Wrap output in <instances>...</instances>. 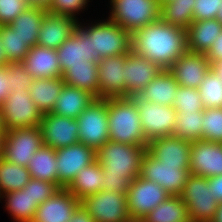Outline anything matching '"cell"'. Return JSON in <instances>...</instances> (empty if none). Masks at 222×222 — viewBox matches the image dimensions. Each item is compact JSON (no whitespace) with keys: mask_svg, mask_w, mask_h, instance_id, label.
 Wrapping results in <instances>:
<instances>
[{"mask_svg":"<svg viewBox=\"0 0 222 222\" xmlns=\"http://www.w3.org/2000/svg\"><path fill=\"white\" fill-rule=\"evenodd\" d=\"M217 19H218V20L221 22V24H222V5H221L220 10H219V12H218Z\"/></svg>","mask_w":222,"mask_h":222,"instance_id":"58","label":"cell"},{"mask_svg":"<svg viewBox=\"0 0 222 222\" xmlns=\"http://www.w3.org/2000/svg\"><path fill=\"white\" fill-rule=\"evenodd\" d=\"M46 12V8L30 5L9 24L29 48L37 45L39 30Z\"/></svg>","mask_w":222,"mask_h":222,"instance_id":"28","label":"cell"},{"mask_svg":"<svg viewBox=\"0 0 222 222\" xmlns=\"http://www.w3.org/2000/svg\"><path fill=\"white\" fill-rule=\"evenodd\" d=\"M52 0H28L30 5H34L37 7H43V8H48L49 5L51 4Z\"/></svg>","mask_w":222,"mask_h":222,"instance_id":"52","label":"cell"},{"mask_svg":"<svg viewBox=\"0 0 222 222\" xmlns=\"http://www.w3.org/2000/svg\"><path fill=\"white\" fill-rule=\"evenodd\" d=\"M77 24L74 18L47 11L39 30L37 45L57 49L74 32Z\"/></svg>","mask_w":222,"mask_h":222,"instance_id":"23","label":"cell"},{"mask_svg":"<svg viewBox=\"0 0 222 222\" xmlns=\"http://www.w3.org/2000/svg\"><path fill=\"white\" fill-rule=\"evenodd\" d=\"M9 64V61L5 55L4 48L2 47V42L0 40V66H6Z\"/></svg>","mask_w":222,"mask_h":222,"instance_id":"53","label":"cell"},{"mask_svg":"<svg viewBox=\"0 0 222 222\" xmlns=\"http://www.w3.org/2000/svg\"><path fill=\"white\" fill-rule=\"evenodd\" d=\"M42 143L55 150L79 142L77 119L59 116L52 112L42 115L40 122Z\"/></svg>","mask_w":222,"mask_h":222,"instance_id":"15","label":"cell"},{"mask_svg":"<svg viewBox=\"0 0 222 222\" xmlns=\"http://www.w3.org/2000/svg\"><path fill=\"white\" fill-rule=\"evenodd\" d=\"M146 147L107 141L96 151V160L103 172L110 175L137 178L140 176L141 160Z\"/></svg>","mask_w":222,"mask_h":222,"instance_id":"4","label":"cell"},{"mask_svg":"<svg viewBox=\"0 0 222 222\" xmlns=\"http://www.w3.org/2000/svg\"><path fill=\"white\" fill-rule=\"evenodd\" d=\"M204 109L222 107V80L211 68L197 88Z\"/></svg>","mask_w":222,"mask_h":222,"instance_id":"39","label":"cell"},{"mask_svg":"<svg viewBox=\"0 0 222 222\" xmlns=\"http://www.w3.org/2000/svg\"><path fill=\"white\" fill-rule=\"evenodd\" d=\"M189 175L190 169H184L181 165L161 163L147 151L142 157L140 176L159 184L170 195L182 193Z\"/></svg>","mask_w":222,"mask_h":222,"instance_id":"11","label":"cell"},{"mask_svg":"<svg viewBox=\"0 0 222 222\" xmlns=\"http://www.w3.org/2000/svg\"><path fill=\"white\" fill-rule=\"evenodd\" d=\"M190 174L210 178L222 175V143L198 139L191 142Z\"/></svg>","mask_w":222,"mask_h":222,"instance_id":"16","label":"cell"},{"mask_svg":"<svg viewBox=\"0 0 222 222\" xmlns=\"http://www.w3.org/2000/svg\"><path fill=\"white\" fill-rule=\"evenodd\" d=\"M91 19L78 22V26L91 38L92 50L98 59L119 56L131 50V33L111 19ZM88 22V23H87Z\"/></svg>","mask_w":222,"mask_h":222,"instance_id":"3","label":"cell"},{"mask_svg":"<svg viewBox=\"0 0 222 222\" xmlns=\"http://www.w3.org/2000/svg\"><path fill=\"white\" fill-rule=\"evenodd\" d=\"M210 189L218 203H222V175H217L208 178Z\"/></svg>","mask_w":222,"mask_h":222,"instance_id":"50","label":"cell"},{"mask_svg":"<svg viewBox=\"0 0 222 222\" xmlns=\"http://www.w3.org/2000/svg\"><path fill=\"white\" fill-rule=\"evenodd\" d=\"M221 32L222 24L217 18L193 21L186 30L188 51L206 54Z\"/></svg>","mask_w":222,"mask_h":222,"instance_id":"25","label":"cell"},{"mask_svg":"<svg viewBox=\"0 0 222 222\" xmlns=\"http://www.w3.org/2000/svg\"><path fill=\"white\" fill-rule=\"evenodd\" d=\"M9 72V91L29 90L34 78L26 71L22 62L9 63L6 65Z\"/></svg>","mask_w":222,"mask_h":222,"instance_id":"43","label":"cell"},{"mask_svg":"<svg viewBox=\"0 0 222 222\" xmlns=\"http://www.w3.org/2000/svg\"><path fill=\"white\" fill-rule=\"evenodd\" d=\"M57 186L67 188L77 174L96 161V151L80 142L56 150Z\"/></svg>","mask_w":222,"mask_h":222,"instance_id":"14","label":"cell"},{"mask_svg":"<svg viewBox=\"0 0 222 222\" xmlns=\"http://www.w3.org/2000/svg\"><path fill=\"white\" fill-rule=\"evenodd\" d=\"M211 222H222V203H219L218 210L215 213V217Z\"/></svg>","mask_w":222,"mask_h":222,"instance_id":"55","label":"cell"},{"mask_svg":"<svg viewBox=\"0 0 222 222\" xmlns=\"http://www.w3.org/2000/svg\"><path fill=\"white\" fill-rule=\"evenodd\" d=\"M211 68L206 54L187 51L168 70L179 86L197 89Z\"/></svg>","mask_w":222,"mask_h":222,"instance_id":"21","label":"cell"},{"mask_svg":"<svg viewBox=\"0 0 222 222\" xmlns=\"http://www.w3.org/2000/svg\"><path fill=\"white\" fill-rule=\"evenodd\" d=\"M62 74L70 65L98 62V56L92 50L91 38L77 25L74 32L57 49Z\"/></svg>","mask_w":222,"mask_h":222,"instance_id":"18","label":"cell"},{"mask_svg":"<svg viewBox=\"0 0 222 222\" xmlns=\"http://www.w3.org/2000/svg\"><path fill=\"white\" fill-rule=\"evenodd\" d=\"M65 82L62 78L34 79L29 86L32 101L42 114L53 111Z\"/></svg>","mask_w":222,"mask_h":222,"instance_id":"31","label":"cell"},{"mask_svg":"<svg viewBox=\"0 0 222 222\" xmlns=\"http://www.w3.org/2000/svg\"><path fill=\"white\" fill-rule=\"evenodd\" d=\"M160 5L167 0H156Z\"/></svg>","mask_w":222,"mask_h":222,"instance_id":"60","label":"cell"},{"mask_svg":"<svg viewBox=\"0 0 222 222\" xmlns=\"http://www.w3.org/2000/svg\"><path fill=\"white\" fill-rule=\"evenodd\" d=\"M212 69L216 75L222 80V61L212 65Z\"/></svg>","mask_w":222,"mask_h":222,"instance_id":"54","label":"cell"},{"mask_svg":"<svg viewBox=\"0 0 222 222\" xmlns=\"http://www.w3.org/2000/svg\"><path fill=\"white\" fill-rule=\"evenodd\" d=\"M128 53L98 60L99 98L126 97L124 61Z\"/></svg>","mask_w":222,"mask_h":222,"instance_id":"17","label":"cell"},{"mask_svg":"<svg viewBox=\"0 0 222 222\" xmlns=\"http://www.w3.org/2000/svg\"><path fill=\"white\" fill-rule=\"evenodd\" d=\"M202 139L222 143V107L203 111Z\"/></svg>","mask_w":222,"mask_h":222,"instance_id":"40","label":"cell"},{"mask_svg":"<svg viewBox=\"0 0 222 222\" xmlns=\"http://www.w3.org/2000/svg\"><path fill=\"white\" fill-rule=\"evenodd\" d=\"M41 146L43 143L40 127L14 128L4 133L2 158L27 167Z\"/></svg>","mask_w":222,"mask_h":222,"instance_id":"9","label":"cell"},{"mask_svg":"<svg viewBox=\"0 0 222 222\" xmlns=\"http://www.w3.org/2000/svg\"><path fill=\"white\" fill-rule=\"evenodd\" d=\"M180 197L191 221L211 222L215 217L219 203L210 189L208 178L190 174Z\"/></svg>","mask_w":222,"mask_h":222,"instance_id":"6","label":"cell"},{"mask_svg":"<svg viewBox=\"0 0 222 222\" xmlns=\"http://www.w3.org/2000/svg\"><path fill=\"white\" fill-rule=\"evenodd\" d=\"M56 150L41 146L28 163L30 178L40 179L57 185Z\"/></svg>","mask_w":222,"mask_h":222,"instance_id":"33","label":"cell"},{"mask_svg":"<svg viewBox=\"0 0 222 222\" xmlns=\"http://www.w3.org/2000/svg\"><path fill=\"white\" fill-rule=\"evenodd\" d=\"M70 222H94V218L80 205L73 213Z\"/></svg>","mask_w":222,"mask_h":222,"instance_id":"51","label":"cell"},{"mask_svg":"<svg viewBox=\"0 0 222 222\" xmlns=\"http://www.w3.org/2000/svg\"><path fill=\"white\" fill-rule=\"evenodd\" d=\"M194 0H167L161 4L160 18L187 30L193 22Z\"/></svg>","mask_w":222,"mask_h":222,"instance_id":"35","label":"cell"},{"mask_svg":"<svg viewBox=\"0 0 222 222\" xmlns=\"http://www.w3.org/2000/svg\"><path fill=\"white\" fill-rule=\"evenodd\" d=\"M187 207L180 195H170L143 219L144 222H186Z\"/></svg>","mask_w":222,"mask_h":222,"instance_id":"34","label":"cell"},{"mask_svg":"<svg viewBox=\"0 0 222 222\" xmlns=\"http://www.w3.org/2000/svg\"><path fill=\"white\" fill-rule=\"evenodd\" d=\"M76 119L80 143L97 151L109 141L108 98H95Z\"/></svg>","mask_w":222,"mask_h":222,"instance_id":"7","label":"cell"},{"mask_svg":"<svg viewBox=\"0 0 222 222\" xmlns=\"http://www.w3.org/2000/svg\"><path fill=\"white\" fill-rule=\"evenodd\" d=\"M128 222H144L143 220H130V221H128Z\"/></svg>","mask_w":222,"mask_h":222,"instance_id":"59","label":"cell"},{"mask_svg":"<svg viewBox=\"0 0 222 222\" xmlns=\"http://www.w3.org/2000/svg\"><path fill=\"white\" fill-rule=\"evenodd\" d=\"M5 126L3 123V116H2V112H1V106H0V133H5Z\"/></svg>","mask_w":222,"mask_h":222,"instance_id":"56","label":"cell"},{"mask_svg":"<svg viewBox=\"0 0 222 222\" xmlns=\"http://www.w3.org/2000/svg\"><path fill=\"white\" fill-rule=\"evenodd\" d=\"M173 107L177 112L204 111L198 90L190 87H178Z\"/></svg>","mask_w":222,"mask_h":222,"instance_id":"41","label":"cell"},{"mask_svg":"<svg viewBox=\"0 0 222 222\" xmlns=\"http://www.w3.org/2000/svg\"><path fill=\"white\" fill-rule=\"evenodd\" d=\"M62 79L66 85L77 87L99 98L98 62L70 65Z\"/></svg>","mask_w":222,"mask_h":222,"instance_id":"30","label":"cell"},{"mask_svg":"<svg viewBox=\"0 0 222 222\" xmlns=\"http://www.w3.org/2000/svg\"><path fill=\"white\" fill-rule=\"evenodd\" d=\"M170 194L159 184L141 176L135 178L128 190V212L132 220H143L157 205L165 201Z\"/></svg>","mask_w":222,"mask_h":222,"instance_id":"13","label":"cell"},{"mask_svg":"<svg viewBox=\"0 0 222 222\" xmlns=\"http://www.w3.org/2000/svg\"><path fill=\"white\" fill-rule=\"evenodd\" d=\"M5 130L39 127L42 112L32 101L29 90L13 91L1 105Z\"/></svg>","mask_w":222,"mask_h":222,"instance_id":"10","label":"cell"},{"mask_svg":"<svg viewBox=\"0 0 222 222\" xmlns=\"http://www.w3.org/2000/svg\"><path fill=\"white\" fill-rule=\"evenodd\" d=\"M23 189H28L30 196L39 206L42 202L51 198L59 189V187L54 183L30 178L29 182L25 185Z\"/></svg>","mask_w":222,"mask_h":222,"instance_id":"44","label":"cell"},{"mask_svg":"<svg viewBox=\"0 0 222 222\" xmlns=\"http://www.w3.org/2000/svg\"><path fill=\"white\" fill-rule=\"evenodd\" d=\"M139 111L142 130L147 141L173 136L177 111L173 106L151 103L138 95L131 96Z\"/></svg>","mask_w":222,"mask_h":222,"instance_id":"8","label":"cell"},{"mask_svg":"<svg viewBox=\"0 0 222 222\" xmlns=\"http://www.w3.org/2000/svg\"><path fill=\"white\" fill-rule=\"evenodd\" d=\"M81 205L94 218V222H128L127 195L114 191H99L81 201Z\"/></svg>","mask_w":222,"mask_h":222,"instance_id":"12","label":"cell"},{"mask_svg":"<svg viewBox=\"0 0 222 222\" xmlns=\"http://www.w3.org/2000/svg\"><path fill=\"white\" fill-rule=\"evenodd\" d=\"M1 200L4 203V211H7L13 222H31L38 208L28 189L5 193L0 196V203Z\"/></svg>","mask_w":222,"mask_h":222,"instance_id":"32","label":"cell"},{"mask_svg":"<svg viewBox=\"0 0 222 222\" xmlns=\"http://www.w3.org/2000/svg\"><path fill=\"white\" fill-rule=\"evenodd\" d=\"M103 168L96 160L91 165L83 168L66 188L79 201L89 195H93L102 190L103 187Z\"/></svg>","mask_w":222,"mask_h":222,"instance_id":"29","label":"cell"},{"mask_svg":"<svg viewBox=\"0 0 222 222\" xmlns=\"http://www.w3.org/2000/svg\"><path fill=\"white\" fill-rule=\"evenodd\" d=\"M193 21L217 18L222 0H194Z\"/></svg>","mask_w":222,"mask_h":222,"instance_id":"46","label":"cell"},{"mask_svg":"<svg viewBox=\"0 0 222 222\" xmlns=\"http://www.w3.org/2000/svg\"><path fill=\"white\" fill-rule=\"evenodd\" d=\"M108 132L112 142L147 148L139 111L131 96L108 98Z\"/></svg>","mask_w":222,"mask_h":222,"instance_id":"2","label":"cell"},{"mask_svg":"<svg viewBox=\"0 0 222 222\" xmlns=\"http://www.w3.org/2000/svg\"><path fill=\"white\" fill-rule=\"evenodd\" d=\"M203 111L177 112L173 136L195 141L202 139Z\"/></svg>","mask_w":222,"mask_h":222,"instance_id":"37","label":"cell"},{"mask_svg":"<svg viewBox=\"0 0 222 222\" xmlns=\"http://www.w3.org/2000/svg\"><path fill=\"white\" fill-rule=\"evenodd\" d=\"M0 40L9 63L23 62L30 48L16 31L9 25H1Z\"/></svg>","mask_w":222,"mask_h":222,"instance_id":"38","label":"cell"},{"mask_svg":"<svg viewBox=\"0 0 222 222\" xmlns=\"http://www.w3.org/2000/svg\"><path fill=\"white\" fill-rule=\"evenodd\" d=\"M29 6L28 0H0V26L9 25Z\"/></svg>","mask_w":222,"mask_h":222,"instance_id":"45","label":"cell"},{"mask_svg":"<svg viewBox=\"0 0 222 222\" xmlns=\"http://www.w3.org/2000/svg\"><path fill=\"white\" fill-rule=\"evenodd\" d=\"M179 84L169 70L161 72L149 82L138 96L151 103L173 106Z\"/></svg>","mask_w":222,"mask_h":222,"instance_id":"26","label":"cell"},{"mask_svg":"<svg viewBox=\"0 0 222 222\" xmlns=\"http://www.w3.org/2000/svg\"><path fill=\"white\" fill-rule=\"evenodd\" d=\"M93 0H52L47 11L53 14L74 18L78 22L82 20L81 13L88 10ZM86 10V11H85ZM78 16H81L80 18ZM81 19V20H80Z\"/></svg>","mask_w":222,"mask_h":222,"instance_id":"42","label":"cell"},{"mask_svg":"<svg viewBox=\"0 0 222 222\" xmlns=\"http://www.w3.org/2000/svg\"><path fill=\"white\" fill-rule=\"evenodd\" d=\"M3 137L4 133H0V158L2 157Z\"/></svg>","mask_w":222,"mask_h":222,"instance_id":"57","label":"cell"},{"mask_svg":"<svg viewBox=\"0 0 222 222\" xmlns=\"http://www.w3.org/2000/svg\"><path fill=\"white\" fill-rule=\"evenodd\" d=\"M81 205L66 188H59L56 193L42 202L31 222H70L75 210Z\"/></svg>","mask_w":222,"mask_h":222,"instance_id":"19","label":"cell"},{"mask_svg":"<svg viewBox=\"0 0 222 222\" xmlns=\"http://www.w3.org/2000/svg\"><path fill=\"white\" fill-rule=\"evenodd\" d=\"M22 63L34 79L63 76L56 49L35 45L29 49Z\"/></svg>","mask_w":222,"mask_h":222,"instance_id":"24","label":"cell"},{"mask_svg":"<svg viewBox=\"0 0 222 222\" xmlns=\"http://www.w3.org/2000/svg\"><path fill=\"white\" fill-rule=\"evenodd\" d=\"M108 5L107 18L130 33L160 19L161 5L156 0H108Z\"/></svg>","mask_w":222,"mask_h":222,"instance_id":"5","label":"cell"},{"mask_svg":"<svg viewBox=\"0 0 222 222\" xmlns=\"http://www.w3.org/2000/svg\"><path fill=\"white\" fill-rule=\"evenodd\" d=\"M126 97L138 95L160 72L161 68L132 50L124 61Z\"/></svg>","mask_w":222,"mask_h":222,"instance_id":"20","label":"cell"},{"mask_svg":"<svg viewBox=\"0 0 222 222\" xmlns=\"http://www.w3.org/2000/svg\"><path fill=\"white\" fill-rule=\"evenodd\" d=\"M9 84V72L6 69V66H0V106L10 94Z\"/></svg>","mask_w":222,"mask_h":222,"instance_id":"49","label":"cell"},{"mask_svg":"<svg viewBox=\"0 0 222 222\" xmlns=\"http://www.w3.org/2000/svg\"><path fill=\"white\" fill-rule=\"evenodd\" d=\"M146 151L161 163L181 165L184 169H189L191 141L166 136L148 142Z\"/></svg>","mask_w":222,"mask_h":222,"instance_id":"22","label":"cell"},{"mask_svg":"<svg viewBox=\"0 0 222 222\" xmlns=\"http://www.w3.org/2000/svg\"><path fill=\"white\" fill-rule=\"evenodd\" d=\"M103 175V191H114L124 195L128 194V190L134 178L110 175V173L107 172H103Z\"/></svg>","mask_w":222,"mask_h":222,"instance_id":"47","label":"cell"},{"mask_svg":"<svg viewBox=\"0 0 222 222\" xmlns=\"http://www.w3.org/2000/svg\"><path fill=\"white\" fill-rule=\"evenodd\" d=\"M131 50L168 70L188 51L187 33L160 18L131 33Z\"/></svg>","mask_w":222,"mask_h":222,"instance_id":"1","label":"cell"},{"mask_svg":"<svg viewBox=\"0 0 222 222\" xmlns=\"http://www.w3.org/2000/svg\"><path fill=\"white\" fill-rule=\"evenodd\" d=\"M206 56L211 63L217 64L222 61V32L219 34L218 38L213 42V45L206 53Z\"/></svg>","mask_w":222,"mask_h":222,"instance_id":"48","label":"cell"},{"mask_svg":"<svg viewBox=\"0 0 222 222\" xmlns=\"http://www.w3.org/2000/svg\"><path fill=\"white\" fill-rule=\"evenodd\" d=\"M29 180L30 173L27 167L0 158V196L22 190Z\"/></svg>","mask_w":222,"mask_h":222,"instance_id":"36","label":"cell"},{"mask_svg":"<svg viewBox=\"0 0 222 222\" xmlns=\"http://www.w3.org/2000/svg\"><path fill=\"white\" fill-rule=\"evenodd\" d=\"M94 99L89 92L65 84L52 113L76 119Z\"/></svg>","mask_w":222,"mask_h":222,"instance_id":"27","label":"cell"}]
</instances>
